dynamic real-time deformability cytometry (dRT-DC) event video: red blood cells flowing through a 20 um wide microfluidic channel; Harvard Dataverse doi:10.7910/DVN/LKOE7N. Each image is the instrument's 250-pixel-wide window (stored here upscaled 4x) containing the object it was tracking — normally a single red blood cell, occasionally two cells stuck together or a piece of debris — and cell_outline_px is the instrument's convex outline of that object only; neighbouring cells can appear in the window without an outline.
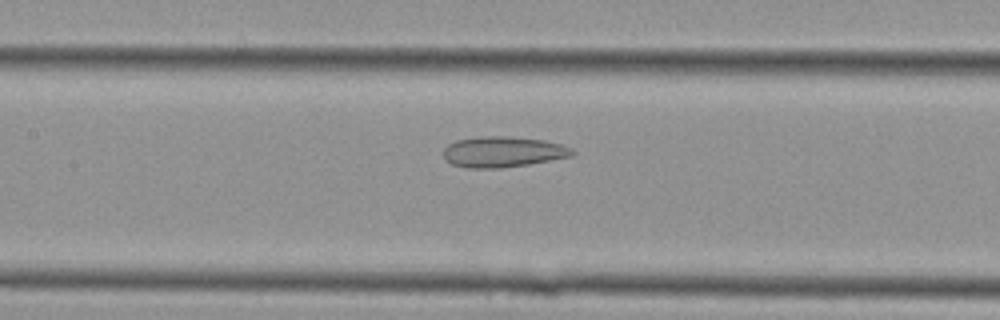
{"species": "Egyptian fruit bat (a non-hibernating species)", "species_latin": "Rousettus aegyptiacus", "temperature_condition": "cold", "stored_images_in_passage": 21, "camera_frame_rate_fps": 3000, "um_per_image_px": 0.085, "animal": {"sex": "female"}, "frame": {"image": 1, "passage_image": 7, "time_ms": 2.0, "image_size_px": [1000, 320], "cell_outline_px": [[576, 152], [572, 156], [528, 164], [500, 168], [468, 168], [452, 164], [444, 160], [444, 148], [448, 144], [456, 140], [484, 136], [504, 136], [544, 140], [560, 144], [572, 148]], "centroid_in_image_um": [42.74, 12.91], "position_along_channel_um": 164.7, "area_um2": 23.0}}
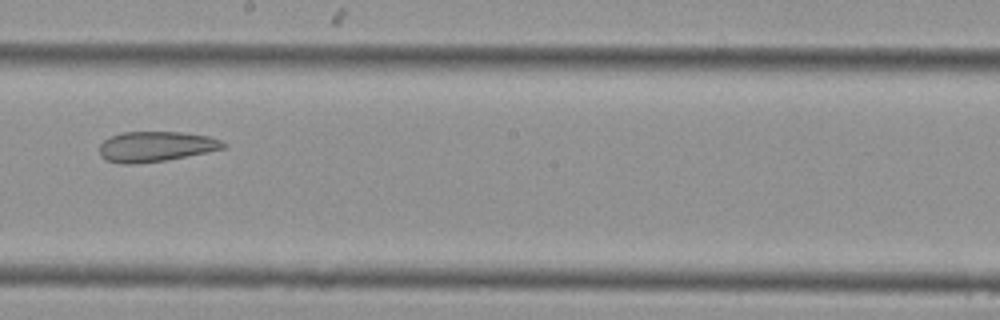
{"frame": {"image": 2, "passage_image": 10, "time_ms": 3.0, "image_size_px": [1000, 320], "cell_outline_px": [[228, 144], [224, 148], [164, 160], [132, 164], [120, 164], [108, 160], [100, 156], [100, 144], [104, 140], [112, 136], [124, 132], [180, 132], [208, 136], [220, 140]], "centroid_in_image_um": [13.22, 12.45], "position_along_channel_um": 235.0, "area_um2": 21.44}}
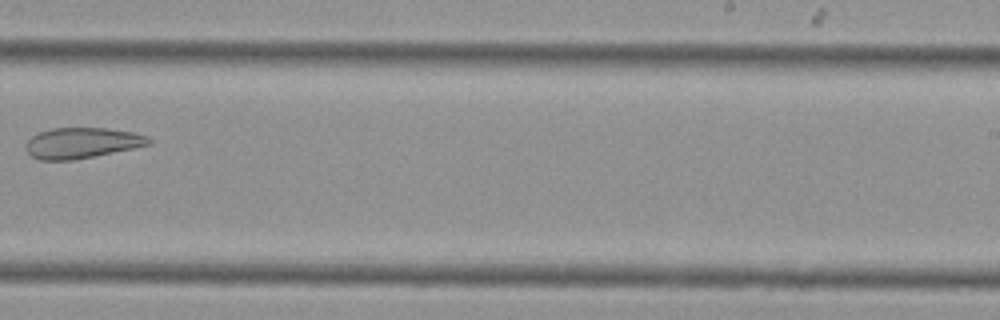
{"frame": {"image": 3, "passage_image": 12, "time_ms": 3.667, "image_size_px": [1000, 320], "cell_outline_px": [[152, 144], [72, 160], [40, 160], [32, 156], [24, 148], [24, 144], [32, 136], [40, 132], [52, 128], [108, 128], [132, 132], [148, 136], [152, 140]], "centroid_in_image_um": [6.94, 12.14], "position_along_channel_um": 282.1, "area_um2": 21.85}}